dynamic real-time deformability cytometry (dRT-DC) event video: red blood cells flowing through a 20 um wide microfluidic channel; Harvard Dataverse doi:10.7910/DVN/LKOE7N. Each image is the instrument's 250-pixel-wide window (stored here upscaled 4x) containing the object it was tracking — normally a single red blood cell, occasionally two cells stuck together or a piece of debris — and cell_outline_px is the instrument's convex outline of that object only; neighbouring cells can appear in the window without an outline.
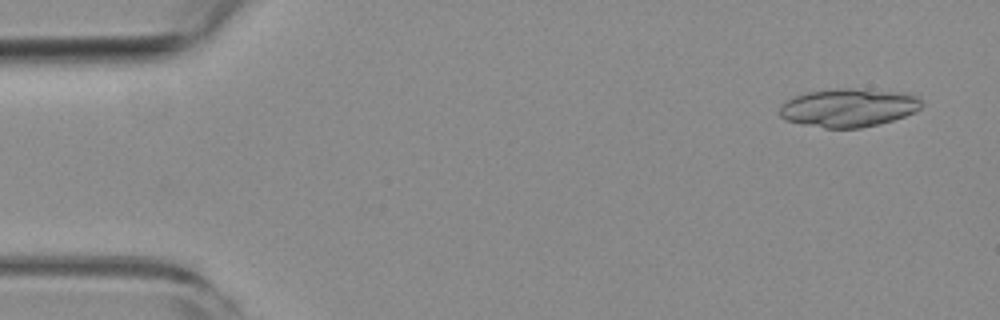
{"species": "common noctule bat (a hibernating species)", "species_latin": "Nyctalus noctula", "temperature_condition": "room temperature", "stored_images_in_passage": 17, "camera_frame_rate_fps": 3000, "um_per_image_px": 0.085, "animal": {"sex": "female", "body_mass_g": 19.3, "forearm_length_mm": 54.1}, "frame": {"image": 1, "passage_image": 3, "time_ms": 0.667, "image_size_px": [1000, 320], "cell_outline_px": [[920, 108], [904, 116], [880, 124], [860, 128], [824, 128], [784, 120], [780, 116], [780, 104], [784, 100], [808, 92], [836, 88], [852, 88], [904, 92], [920, 96]], "centroid_in_image_um": [72.1, 9.15], "position_along_channel_um": 12.9, "area_um2": 31.85}}